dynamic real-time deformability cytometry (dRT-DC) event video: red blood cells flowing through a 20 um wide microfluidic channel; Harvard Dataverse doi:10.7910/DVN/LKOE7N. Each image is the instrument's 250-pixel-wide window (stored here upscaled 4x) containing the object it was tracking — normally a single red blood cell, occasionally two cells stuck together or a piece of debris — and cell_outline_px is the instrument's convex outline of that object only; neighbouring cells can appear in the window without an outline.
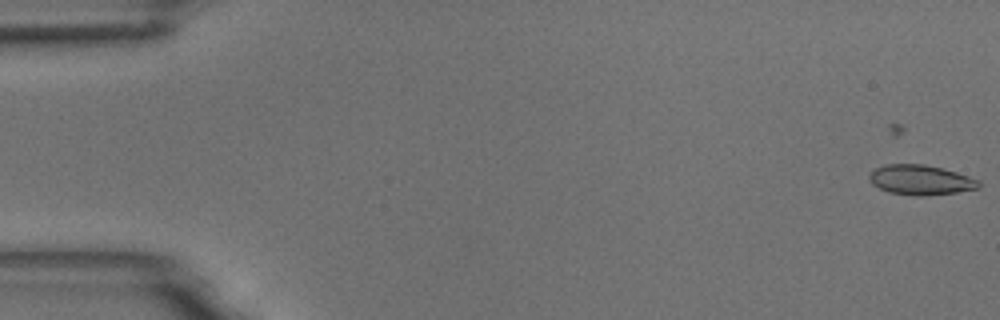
{"species": "common noctule bat (a hibernating species)", "species_latin": "Nyctalus noctula", "temperature_condition": "room temperature", "stored_images_in_passage": 5, "camera_frame_rate_fps": 3000, "um_per_image_px": 0.085, "animal": {"sex": "male", "body_mass_g": 18.8}, "frame": {"image": 1, "passage_image": 5, "time_ms": 1.333, "image_size_px": [1000, 320], "cell_outline_px": [[980, 188], [956, 192], [920, 196], [888, 192], [872, 184], [868, 180], [868, 176], [876, 168], [884, 164], [924, 164], [956, 172], [980, 180]], "centroid_in_image_um": [78.24, 15.29], "position_along_channel_um": 6.8, "area_um2": 18.96}}